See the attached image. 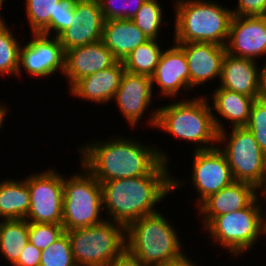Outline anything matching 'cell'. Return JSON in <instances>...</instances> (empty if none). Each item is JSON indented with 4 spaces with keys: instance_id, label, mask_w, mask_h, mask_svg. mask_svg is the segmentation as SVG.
<instances>
[{
    "instance_id": "6da1fadb",
    "label": "cell",
    "mask_w": 266,
    "mask_h": 266,
    "mask_svg": "<svg viewBox=\"0 0 266 266\" xmlns=\"http://www.w3.org/2000/svg\"><path fill=\"white\" fill-rule=\"evenodd\" d=\"M169 165L162 161L149 175L101 183L105 218L127 227L145 215L158 212L156 204L187 184L170 174Z\"/></svg>"
},
{
    "instance_id": "7a4b0ae2",
    "label": "cell",
    "mask_w": 266,
    "mask_h": 266,
    "mask_svg": "<svg viewBox=\"0 0 266 266\" xmlns=\"http://www.w3.org/2000/svg\"><path fill=\"white\" fill-rule=\"evenodd\" d=\"M99 140L78 146V151L79 162L100 183L149 175L162 161H170L161 147L153 148L139 139L116 135L108 141Z\"/></svg>"
},
{
    "instance_id": "3957f363",
    "label": "cell",
    "mask_w": 266,
    "mask_h": 266,
    "mask_svg": "<svg viewBox=\"0 0 266 266\" xmlns=\"http://www.w3.org/2000/svg\"><path fill=\"white\" fill-rule=\"evenodd\" d=\"M181 99L150 111L148 126L172 134L177 140L192 142L194 150H208L218 145V130L214 123L209 99L204 95ZM173 103V104H172Z\"/></svg>"
},
{
    "instance_id": "277c9868",
    "label": "cell",
    "mask_w": 266,
    "mask_h": 266,
    "mask_svg": "<svg viewBox=\"0 0 266 266\" xmlns=\"http://www.w3.org/2000/svg\"><path fill=\"white\" fill-rule=\"evenodd\" d=\"M174 42H205L225 46L232 20L231 8L211 0H175Z\"/></svg>"
},
{
    "instance_id": "5b68a950",
    "label": "cell",
    "mask_w": 266,
    "mask_h": 266,
    "mask_svg": "<svg viewBox=\"0 0 266 266\" xmlns=\"http://www.w3.org/2000/svg\"><path fill=\"white\" fill-rule=\"evenodd\" d=\"M168 220L158 211L131 222L126 227V249L146 266H160L180 258L185 252L183 243Z\"/></svg>"
},
{
    "instance_id": "8992f818",
    "label": "cell",
    "mask_w": 266,
    "mask_h": 266,
    "mask_svg": "<svg viewBox=\"0 0 266 266\" xmlns=\"http://www.w3.org/2000/svg\"><path fill=\"white\" fill-rule=\"evenodd\" d=\"M258 195L247 207L216 216L205 228L213 239L232 257L244 255L254 248L260 236H265L264 209Z\"/></svg>"
},
{
    "instance_id": "52a82bcc",
    "label": "cell",
    "mask_w": 266,
    "mask_h": 266,
    "mask_svg": "<svg viewBox=\"0 0 266 266\" xmlns=\"http://www.w3.org/2000/svg\"><path fill=\"white\" fill-rule=\"evenodd\" d=\"M81 172L63 176L65 231L97 225L105 219L101 183L80 163ZM102 212V213H101Z\"/></svg>"
},
{
    "instance_id": "ba28073f",
    "label": "cell",
    "mask_w": 266,
    "mask_h": 266,
    "mask_svg": "<svg viewBox=\"0 0 266 266\" xmlns=\"http://www.w3.org/2000/svg\"><path fill=\"white\" fill-rule=\"evenodd\" d=\"M65 232L76 265L107 266L126 249V227L112 220Z\"/></svg>"
},
{
    "instance_id": "9c48e42d",
    "label": "cell",
    "mask_w": 266,
    "mask_h": 266,
    "mask_svg": "<svg viewBox=\"0 0 266 266\" xmlns=\"http://www.w3.org/2000/svg\"><path fill=\"white\" fill-rule=\"evenodd\" d=\"M230 129L218 133L217 146L227 159L234 181L247 182L259 189L266 178V155L248 128Z\"/></svg>"
},
{
    "instance_id": "30bf717a",
    "label": "cell",
    "mask_w": 266,
    "mask_h": 266,
    "mask_svg": "<svg viewBox=\"0 0 266 266\" xmlns=\"http://www.w3.org/2000/svg\"><path fill=\"white\" fill-rule=\"evenodd\" d=\"M30 192V207L25 218L34 223L62 224L63 174L48 168L25 178Z\"/></svg>"
},
{
    "instance_id": "8fae6325",
    "label": "cell",
    "mask_w": 266,
    "mask_h": 266,
    "mask_svg": "<svg viewBox=\"0 0 266 266\" xmlns=\"http://www.w3.org/2000/svg\"><path fill=\"white\" fill-rule=\"evenodd\" d=\"M32 36V40L20 46L17 76L23 75L22 68L38 78L52 77L58 71L64 75L65 51L58 37L42 33H32Z\"/></svg>"
},
{
    "instance_id": "7c38bea8",
    "label": "cell",
    "mask_w": 266,
    "mask_h": 266,
    "mask_svg": "<svg viewBox=\"0 0 266 266\" xmlns=\"http://www.w3.org/2000/svg\"><path fill=\"white\" fill-rule=\"evenodd\" d=\"M190 179L196 189L197 206L210 195L234 182L224 153L217 147L208 150H193ZM198 192V193H197Z\"/></svg>"
},
{
    "instance_id": "4fadbf2b",
    "label": "cell",
    "mask_w": 266,
    "mask_h": 266,
    "mask_svg": "<svg viewBox=\"0 0 266 266\" xmlns=\"http://www.w3.org/2000/svg\"><path fill=\"white\" fill-rule=\"evenodd\" d=\"M225 48L236 57L266 56V16H233Z\"/></svg>"
},
{
    "instance_id": "5bb4252c",
    "label": "cell",
    "mask_w": 266,
    "mask_h": 266,
    "mask_svg": "<svg viewBox=\"0 0 266 266\" xmlns=\"http://www.w3.org/2000/svg\"><path fill=\"white\" fill-rule=\"evenodd\" d=\"M103 23L98 0H76L72 23L58 36L64 51L101 41Z\"/></svg>"
},
{
    "instance_id": "9a60e30c",
    "label": "cell",
    "mask_w": 266,
    "mask_h": 266,
    "mask_svg": "<svg viewBox=\"0 0 266 266\" xmlns=\"http://www.w3.org/2000/svg\"><path fill=\"white\" fill-rule=\"evenodd\" d=\"M153 90L151 77L124 72L113 101L131 128L137 127L143 115L149 110Z\"/></svg>"
},
{
    "instance_id": "2e32d148",
    "label": "cell",
    "mask_w": 266,
    "mask_h": 266,
    "mask_svg": "<svg viewBox=\"0 0 266 266\" xmlns=\"http://www.w3.org/2000/svg\"><path fill=\"white\" fill-rule=\"evenodd\" d=\"M171 46L163 50L151 79L152 87L160 89L158 94L175 100L179 92L190 90V73L183 49L175 42Z\"/></svg>"
},
{
    "instance_id": "e0dca14e",
    "label": "cell",
    "mask_w": 266,
    "mask_h": 266,
    "mask_svg": "<svg viewBox=\"0 0 266 266\" xmlns=\"http://www.w3.org/2000/svg\"><path fill=\"white\" fill-rule=\"evenodd\" d=\"M184 51L190 73V90L211 79H220L225 46L214 43H177Z\"/></svg>"
},
{
    "instance_id": "ac0fdd59",
    "label": "cell",
    "mask_w": 266,
    "mask_h": 266,
    "mask_svg": "<svg viewBox=\"0 0 266 266\" xmlns=\"http://www.w3.org/2000/svg\"><path fill=\"white\" fill-rule=\"evenodd\" d=\"M118 60L102 42L79 46L65 52L64 77L68 90L80 79L113 66Z\"/></svg>"
},
{
    "instance_id": "d6986e66",
    "label": "cell",
    "mask_w": 266,
    "mask_h": 266,
    "mask_svg": "<svg viewBox=\"0 0 266 266\" xmlns=\"http://www.w3.org/2000/svg\"><path fill=\"white\" fill-rule=\"evenodd\" d=\"M252 184L234 181L219 192L210 195L198 207L203 229L216 217L247 207L258 195Z\"/></svg>"
},
{
    "instance_id": "ffe728a7",
    "label": "cell",
    "mask_w": 266,
    "mask_h": 266,
    "mask_svg": "<svg viewBox=\"0 0 266 266\" xmlns=\"http://www.w3.org/2000/svg\"><path fill=\"white\" fill-rule=\"evenodd\" d=\"M257 60L226 53L217 87L231 90L254 99L260 98V68ZM257 64V65H256Z\"/></svg>"
},
{
    "instance_id": "44dd1931",
    "label": "cell",
    "mask_w": 266,
    "mask_h": 266,
    "mask_svg": "<svg viewBox=\"0 0 266 266\" xmlns=\"http://www.w3.org/2000/svg\"><path fill=\"white\" fill-rule=\"evenodd\" d=\"M125 72L123 61L78 80L69 90L72 97L106 104L113 100Z\"/></svg>"
},
{
    "instance_id": "7402d4cb",
    "label": "cell",
    "mask_w": 266,
    "mask_h": 266,
    "mask_svg": "<svg viewBox=\"0 0 266 266\" xmlns=\"http://www.w3.org/2000/svg\"><path fill=\"white\" fill-rule=\"evenodd\" d=\"M211 95V102H213L210 106L216 114L213 112L212 116L218 132L226 129L222 118L227 121L226 123L230 122V127H242L247 124L251 106L255 100L253 97L220 87L214 88Z\"/></svg>"
},
{
    "instance_id": "603a6c76",
    "label": "cell",
    "mask_w": 266,
    "mask_h": 266,
    "mask_svg": "<svg viewBox=\"0 0 266 266\" xmlns=\"http://www.w3.org/2000/svg\"><path fill=\"white\" fill-rule=\"evenodd\" d=\"M149 38L129 19L106 20L103 23L102 42L118 61L128 55Z\"/></svg>"
},
{
    "instance_id": "cb8c5ba5",
    "label": "cell",
    "mask_w": 266,
    "mask_h": 266,
    "mask_svg": "<svg viewBox=\"0 0 266 266\" xmlns=\"http://www.w3.org/2000/svg\"><path fill=\"white\" fill-rule=\"evenodd\" d=\"M3 180V181H2ZM0 180V220L25 219L30 207L27 181L20 179Z\"/></svg>"
},
{
    "instance_id": "d4e9b609",
    "label": "cell",
    "mask_w": 266,
    "mask_h": 266,
    "mask_svg": "<svg viewBox=\"0 0 266 266\" xmlns=\"http://www.w3.org/2000/svg\"><path fill=\"white\" fill-rule=\"evenodd\" d=\"M29 242V222L0 220V255L13 266ZM3 255V256H2Z\"/></svg>"
},
{
    "instance_id": "484cf974",
    "label": "cell",
    "mask_w": 266,
    "mask_h": 266,
    "mask_svg": "<svg viewBox=\"0 0 266 266\" xmlns=\"http://www.w3.org/2000/svg\"><path fill=\"white\" fill-rule=\"evenodd\" d=\"M157 39H149L134 49L123 61L125 71L152 77L164 49Z\"/></svg>"
},
{
    "instance_id": "4316f807",
    "label": "cell",
    "mask_w": 266,
    "mask_h": 266,
    "mask_svg": "<svg viewBox=\"0 0 266 266\" xmlns=\"http://www.w3.org/2000/svg\"><path fill=\"white\" fill-rule=\"evenodd\" d=\"M7 23L0 24V75L17 76L21 42Z\"/></svg>"
},
{
    "instance_id": "83f0119b",
    "label": "cell",
    "mask_w": 266,
    "mask_h": 266,
    "mask_svg": "<svg viewBox=\"0 0 266 266\" xmlns=\"http://www.w3.org/2000/svg\"><path fill=\"white\" fill-rule=\"evenodd\" d=\"M159 3L158 0H147L131 19L149 39L158 40L161 26L168 23L163 20L164 12Z\"/></svg>"
},
{
    "instance_id": "f1b7e54d",
    "label": "cell",
    "mask_w": 266,
    "mask_h": 266,
    "mask_svg": "<svg viewBox=\"0 0 266 266\" xmlns=\"http://www.w3.org/2000/svg\"><path fill=\"white\" fill-rule=\"evenodd\" d=\"M60 0H25L28 25L32 33L49 36V22L55 17V10Z\"/></svg>"
},
{
    "instance_id": "f546056e",
    "label": "cell",
    "mask_w": 266,
    "mask_h": 266,
    "mask_svg": "<svg viewBox=\"0 0 266 266\" xmlns=\"http://www.w3.org/2000/svg\"><path fill=\"white\" fill-rule=\"evenodd\" d=\"M71 244L65 232L58 240L42 250L39 266H75Z\"/></svg>"
},
{
    "instance_id": "4dcf8cb0",
    "label": "cell",
    "mask_w": 266,
    "mask_h": 266,
    "mask_svg": "<svg viewBox=\"0 0 266 266\" xmlns=\"http://www.w3.org/2000/svg\"><path fill=\"white\" fill-rule=\"evenodd\" d=\"M147 0H98L104 21L131 20Z\"/></svg>"
},
{
    "instance_id": "1f68e13d",
    "label": "cell",
    "mask_w": 266,
    "mask_h": 266,
    "mask_svg": "<svg viewBox=\"0 0 266 266\" xmlns=\"http://www.w3.org/2000/svg\"><path fill=\"white\" fill-rule=\"evenodd\" d=\"M65 233L62 224L29 222V242L43 250Z\"/></svg>"
},
{
    "instance_id": "d6a6232c",
    "label": "cell",
    "mask_w": 266,
    "mask_h": 266,
    "mask_svg": "<svg viewBox=\"0 0 266 266\" xmlns=\"http://www.w3.org/2000/svg\"><path fill=\"white\" fill-rule=\"evenodd\" d=\"M254 139L261 147L263 153L266 155V100L257 98L254 100L247 124Z\"/></svg>"
},
{
    "instance_id": "836d02e7",
    "label": "cell",
    "mask_w": 266,
    "mask_h": 266,
    "mask_svg": "<svg viewBox=\"0 0 266 266\" xmlns=\"http://www.w3.org/2000/svg\"><path fill=\"white\" fill-rule=\"evenodd\" d=\"M75 1L60 0L55 10V17H51L49 22V36L53 35L58 37L64 30L70 27L74 18Z\"/></svg>"
},
{
    "instance_id": "e575fe53",
    "label": "cell",
    "mask_w": 266,
    "mask_h": 266,
    "mask_svg": "<svg viewBox=\"0 0 266 266\" xmlns=\"http://www.w3.org/2000/svg\"><path fill=\"white\" fill-rule=\"evenodd\" d=\"M233 16H266V0H238Z\"/></svg>"
},
{
    "instance_id": "d590c367",
    "label": "cell",
    "mask_w": 266,
    "mask_h": 266,
    "mask_svg": "<svg viewBox=\"0 0 266 266\" xmlns=\"http://www.w3.org/2000/svg\"><path fill=\"white\" fill-rule=\"evenodd\" d=\"M42 250L28 242L18 261L13 266H39Z\"/></svg>"
},
{
    "instance_id": "8d00e7d4",
    "label": "cell",
    "mask_w": 266,
    "mask_h": 266,
    "mask_svg": "<svg viewBox=\"0 0 266 266\" xmlns=\"http://www.w3.org/2000/svg\"><path fill=\"white\" fill-rule=\"evenodd\" d=\"M107 266H146L133 254L125 249L120 255L114 258Z\"/></svg>"
},
{
    "instance_id": "74e56055",
    "label": "cell",
    "mask_w": 266,
    "mask_h": 266,
    "mask_svg": "<svg viewBox=\"0 0 266 266\" xmlns=\"http://www.w3.org/2000/svg\"><path fill=\"white\" fill-rule=\"evenodd\" d=\"M189 256L184 253L180 258L172 260L171 262L165 263L160 266H197L196 262L188 258Z\"/></svg>"
},
{
    "instance_id": "f35d334b",
    "label": "cell",
    "mask_w": 266,
    "mask_h": 266,
    "mask_svg": "<svg viewBox=\"0 0 266 266\" xmlns=\"http://www.w3.org/2000/svg\"><path fill=\"white\" fill-rule=\"evenodd\" d=\"M263 63L260 68V98L266 100V60Z\"/></svg>"
},
{
    "instance_id": "ab89813d",
    "label": "cell",
    "mask_w": 266,
    "mask_h": 266,
    "mask_svg": "<svg viewBox=\"0 0 266 266\" xmlns=\"http://www.w3.org/2000/svg\"><path fill=\"white\" fill-rule=\"evenodd\" d=\"M6 106H7L6 103H1L0 102V130L4 126L3 125V124H5L4 120L6 119L5 117L8 114V110L7 109H9L8 108L9 106H7V107Z\"/></svg>"
},
{
    "instance_id": "60d3db41",
    "label": "cell",
    "mask_w": 266,
    "mask_h": 266,
    "mask_svg": "<svg viewBox=\"0 0 266 266\" xmlns=\"http://www.w3.org/2000/svg\"><path fill=\"white\" fill-rule=\"evenodd\" d=\"M258 190H260V192H262V194H259V195H261L263 197V199H265V201H266V178H265L264 184Z\"/></svg>"
},
{
    "instance_id": "b9f144b4",
    "label": "cell",
    "mask_w": 266,
    "mask_h": 266,
    "mask_svg": "<svg viewBox=\"0 0 266 266\" xmlns=\"http://www.w3.org/2000/svg\"><path fill=\"white\" fill-rule=\"evenodd\" d=\"M4 0H0V11H2L1 10V8L3 7V4H4ZM1 13V12H0ZM4 16L2 17L1 15H0V24H3V23H6L5 21H4Z\"/></svg>"
},
{
    "instance_id": "7bdbcfd3",
    "label": "cell",
    "mask_w": 266,
    "mask_h": 266,
    "mask_svg": "<svg viewBox=\"0 0 266 266\" xmlns=\"http://www.w3.org/2000/svg\"><path fill=\"white\" fill-rule=\"evenodd\" d=\"M264 212H266V210ZM264 222H265V235H266V213H264Z\"/></svg>"
}]
</instances>
